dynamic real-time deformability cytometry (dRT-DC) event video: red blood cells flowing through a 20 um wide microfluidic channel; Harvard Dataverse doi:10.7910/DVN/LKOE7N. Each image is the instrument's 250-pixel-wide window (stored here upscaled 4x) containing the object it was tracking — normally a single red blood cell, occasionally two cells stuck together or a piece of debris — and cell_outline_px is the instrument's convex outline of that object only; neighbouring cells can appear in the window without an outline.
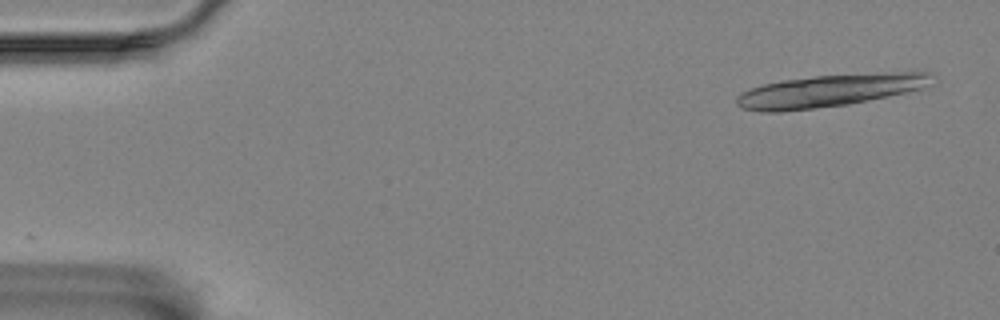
{"species": "Egyptian fruit bat (a non-hibernating species)", "species_latin": "Rousettus aegyptiacus", "temperature_condition": "room temperature", "stored_images_in_passage": 10, "camera_frame_rate_fps": 3000, "um_per_image_px": 0.085, "animal": {"sex": "female"}, "frame": {"image": 1, "passage_image": 1, "time_ms": 0.0, "image_size_px": [1000, 320], "cell_outline_px": [[932, 76], [920, 88], [908, 92], [848, 104], [780, 112], [760, 112], [740, 108], [736, 104], [736, 96], [752, 88], [764, 84], [784, 80], [816, 76], [888, 72], [932, 72]], "centroid_in_image_um": [70.43, 7.71], "position_along_channel_um": 14.6, "area_um2": 36.24}}